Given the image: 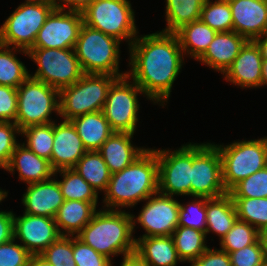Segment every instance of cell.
<instances>
[{
	"label": "cell",
	"mask_w": 267,
	"mask_h": 266,
	"mask_svg": "<svg viewBox=\"0 0 267 266\" xmlns=\"http://www.w3.org/2000/svg\"><path fill=\"white\" fill-rule=\"evenodd\" d=\"M128 48L129 80L142 89L146 99L164 107L184 63L176 33L158 31L137 36Z\"/></svg>",
	"instance_id": "obj_1"
},
{
	"label": "cell",
	"mask_w": 267,
	"mask_h": 266,
	"mask_svg": "<svg viewBox=\"0 0 267 266\" xmlns=\"http://www.w3.org/2000/svg\"><path fill=\"white\" fill-rule=\"evenodd\" d=\"M157 192V155L154 149L147 148L129 166L111 174L104 192L103 209L121 210L134 207Z\"/></svg>",
	"instance_id": "obj_2"
},
{
	"label": "cell",
	"mask_w": 267,
	"mask_h": 266,
	"mask_svg": "<svg viewBox=\"0 0 267 266\" xmlns=\"http://www.w3.org/2000/svg\"><path fill=\"white\" fill-rule=\"evenodd\" d=\"M132 215L125 210H97L77 237L109 259L127 257L135 252ZM111 256V257H110Z\"/></svg>",
	"instance_id": "obj_3"
},
{
	"label": "cell",
	"mask_w": 267,
	"mask_h": 266,
	"mask_svg": "<svg viewBox=\"0 0 267 266\" xmlns=\"http://www.w3.org/2000/svg\"><path fill=\"white\" fill-rule=\"evenodd\" d=\"M120 44L116 38L83 23L74 52L84 73L107 74L119 78L127 75V71L121 73L119 70Z\"/></svg>",
	"instance_id": "obj_4"
},
{
	"label": "cell",
	"mask_w": 267,
	"mask_h": 266,
	"mask_svg": "<svg viewBox=\"0 0 267 266\" xmlns=\"http://www.w3.org/2000/svg\"><path fill=\"white\" fill-rule=\"evenodd\" d=\"M117 76L84 74L76 83L59 90V116L72 120L87 113L101 111Z\"/></svg>",
	"instance_id": "obj_5"
},
{
	"label": "cell",
	"mask_w": 267,
	"mask_h": 266,
	"mask_svg": "<svg viewBox=\"0 0 267 266\" xmlns=\"http://www.w3.org/2000/svg\"><path fill=\"white\" fill-rule=\"evenodd\" d=\"M223 184L229 192L237 183L267 166V137L217 145Z\"/></svg>",
	"instance_id": "obj_6"
},
{
	"label": "cell",
	"mask_w": 267,
	"mask_h": 266,
	"mask_svg": "<svg viewBox=\"0 0 267 266\" xmlns=\"http://www.w3.org/2000/svg\"><path fill=\"white\" fill-rule=\"evenodd\" d=\"M83 23L130 46L137 38L135 13L129 0H93L83 11Z\"/></svg>",
	"instance_id": "obj_7"
},
{
	"label": "cell",
	"mask_w": 267,
	"mask_h": 266,
	"mask_svg": "<svg viewBox=\"0 0 267 266\" xmlns=\"http://www.w3.org/2000/svg\"><path fill=\"white\" fill-rule=\"evenodd\" d=\"M59 115V90L43 81L28 77L17 88V117L20 130L32 125L55 122L52 113Z\"/></svg>",
	"instance_id": "obj_8"
},
{
	"label": "cell",
	"mask_w": 267,
	"mask_h": 266,
	"mask_svg": "<svg viewBox=\"0 0 267 266\" xmlns=\"http://www.w3.org/2000/svg\"><path fill=\"white\" fill-rule=\"evenodd\" d=\"M28 54L38 66L30 77L58 90L76 83L85 74L74 49L30 48Z\"/></svg>",
	"instance_id": "obj_9"
},
{
	"label": "cell",
	"mask_w": 267,
	"mask_h": 266,
	"mask_svg": "<svg viewBox=\"0 0 267 266\" xmlns=\"http://www.w3.org/2000/svg\"><path fill=\"white\" fill-rule=\"evenodd\" d=\"M55 8L58 5L21 3L0 27V44L28 51Z\"/></svg>",
	"instance_id": "obj_10"
},
{
	"label": "cell",
	"mask_w": 267,
	"mask_h": 266,
	"mask_svg": "<svg viewBox=\"0 0 267 266\" xmlns=\"http://www.w3.org/2000/svg\"><path fill=\"white\" fill-rule=\"evenodd\" d=\"M128 75L117 78L109 88L102 112L114 132L134 134L137 127L139 100L142 89L134 82H129Z\"/></svg>",
	"instance_id": "obj_11"
},
{
	"label": "cell",
	"mask_w": 267,
	"mask_h": 266,
	"mask_svg": "<svg viewBox=\"0 0 267 266\" xmlns=\"http://www.w3.org/2000/svg\"><path fill=\"white\" fill-rule=\"evenodd\" d=\"M227 192L219 150L213 143H192L191 196L216 198Z\"/></svg>",
	"instance_id": "obj_12"
},
{
	"label": "cell",
	"mask_w": 267,
	"mask_h": 266,
	"mask_svg": "<svg viewBox=\"0 0 267 266\" xmlns=\"http://www.w3.org/2000/svg\"><path fill=\"white\" fill-rule=\"evenodd\" d=\"M158 160V192L174 197L191 196L192 143L179 149H154Z\"/></svg>",
	"instance_id": "obj_13"
},
{
	"label": "cell",
	"mask_w": 267,
	"mask_h": 266,
	"mask_svg": "<svg viewBox=\"0 0 267 266\" xmlns=\"http://www.w3.org/2000/svg\"><path fill=\"white\" fill-rule=\"evenodd\" d=\"M145 201L146 204H144L137 217L131 214L133 233L138 222L145 230V234L138 238L171 236L178 227L180 202L174 197L160 192L153 194Z\"/></svg>",
	"instance_id": "obj_14"
},
{
	"label": "cell",
	"mask_w": 267,
	"mask_h": 266,
	"mask_svg": "<svg viewBox=\"0 0 267 266\" xmlns=\"http://www.w3.org/2000/svg\"><path fill=\"white\" fill-rule=\"evenodd\" d=\"M82 24V12L55 8L31 48L74 49Z\"/></svg>",
	"instance_id": "obj_15"
},
{
	"label": "cell",
	"mask_w": 267,
	"mask_h": 266,
	"mask_svg": "<svg viewBox=\"0 0 267 266\" xmlns=\"http://www.w3.org/2000/svg\"><path fill=\"white\" fill-rule=\"evenodd\" d=\"M55 218L34 216L23 213L14 214L13 238L19 239L20 244L32 255H40L59 237Z\"/></svg>",
	"instance_id": "obj_16"
},
{
	"label": "cell",
	"mask_w": 267,
	"mask_h": 266,
	"mask_svg": "<svg viewBox=\"0 0 267 266\" xmlns=\"http://www.w3.org/2000/svg\"><path fill=\"white\" fill-rule=\"evenodd\" d=\"M262 63L263 59L259 47L254 41L248 40L223 77L226 81L238 85L240 88H260Z\"/></svg>",
	"instance_id": "obj_17"
},
{
	"label": "cell",
	"mask_w": 267,
	"mask_h": 266,
	"mask_svg": "<svg viewBox=\"0 0 267 266\" xmlns=\"http://www.w3.org/2000/svg\"><path fill=\"white\" fill-rule=\"evenodd\" d=\"M87 152L73 123L63 120L54 122V141L50 164L54 171L74 168Z\"/></svg>",
	"instance_id": "obj_18"
},
{
	"label": "cell",
	"mask_w": 267,
	"mask_h": 266,
	"mask_svg": "<svg viewBox=\"0 0 267 266\" xmlns=\"http://www.w3.org/2000/svg\"><path fill=\"white\" fill-rule=\"evenodd\" d=\"M233 20L232 31L254 40L266 31L267 0H228Z\"/></svg>",
	"instance_id": "obj_19"
},
{
	"label": "cell",
	"mask_w": 267,
	"mask_h": 266,
	"mask_svg": "<svg viewBox=\"0 0 267 266\" xmlns=\"http://www.w3.org/2000/svg\"><path fill=\"white\" fill-rule=\"evenodd\" d=\"M22 203L25 206L24 213L55 218L64 203V197L58 181L53 176L42 182L28 184Z\"/></svg>",
	"instance_id": "obj_20"
},
{
	"label": "cell",
	"mask_w": 267,
	"mask_h": 266,
	"mask_svg": "<svg viewBox=\"0 0 267 266\" xmlns=\"http://www.w3.org/2000/svg\"><path fill=\"white\" fill-rule=\"evenodd\" d=\"M247 41L234 31L217 32L208 49L197 61L224 74Z\"/></svg>",
	"instance_id": "obj_21"
},
{
	"label": "cell",
	"mask_w": 267,
	"mask_h": 266,
	"mask_svg": "<svg viewBox=\"0 0 267 266\" xmlns=\"http://www.w3.org/2000/svg\"><path fill=\"white\" fill-rule=\"evenodd\" d=\"M15 169L19 173L20 181H24L27 185L48 180L55 173L50 161L39 157L21 143L16 146L8 165L4 168L13 175Z\"/></svg>",
	"instance_id": "obj_22"
},
{
	"label": "cell",
	"mask_w": 267,
	"mask_h": 266,
	"mask_svg": "<svg viewBox=\"0 0 267 266\" xmlns=\"http://www.w3.org/2000/svg\"><path fill=\"white\" fill-rule=\"evenodd\" d=\"M134 134L114 132L100 147L101 154L111 174L120 172L138 158L147 148L132 144Z\"/></svg>",
	"instance_id": "obj_23"
},
{
	"label": "cell",
	"mask_w": 267,
	"mask_h": 266,
	"mask_svg": "<svg viewBox=\"0 0 267 266\" xmlns=\"http://www.w3.org/2000/svg\"><path fill=\"white\" fill-rule=\"evenodd\" d=\"M134 254L148 266H176L182 262L171 236L138 238Z\"/></svg>",
	"instance_id": "obj_24"
},
{
	"label": "cell",
	"mask_w": 267,
	"mask_h": 266,
	"mask_svg": "<svg viewBox=\"0 0 267 266\" xmlns=\"http://www.w3.org/2000/svg\"><path fill=\"white\" fill-rule=\"evenodd\" d=\"M98 202L64 200L55 222L61 236H77L97 211Z\"/></svg>",
	"instance_id": "obj_25"
},
{
	"label": "cell",
	"mask_w": 267,
	"mask_h": 266,
	"mask_svg": "<svg viewBox=\"0 0 267 266\" xmlns=\"http://www.w3.org/2000/svg\"><path fill=\"white\" fill-rule=\"evenodd\" d=\"M70 121L87 151H98L114 133L102 110L80 115Z\"/></svg>",
	"instance_id": "obj_26"
},
{
	"label": "cell",
	"mask_w": 267,
	"mask_h": 266,
	"mask_svg": "<svg viewBox=\"0 0 267 266\" xmlns=\"http://www.w3.org/2000/svg\"><path fill=\"white\" fill-rule=\"evenodd\" d=\"M236 208L229 193L216 198H207L206 202V236L213 232L221 240L237 220Z\"/></svg>",
	"instance_id": "obj_27"
},
{
	"label": "cell",
	"mask_w": 267,
	"mask_h": 266,
	"mask_svg": "<svg viewBox=\"0 0 267 266\" xmlns=\"http://www.w3.org/2000/svg\"><path fill=\"white\" fill-rule=\"evenodd\" d=\"M184 55H189L193 60H198L208 49L215 38L217 31L201 20L183 25L176 32Z\"/></svg>",
	"instance_id": "obj_28"
},
{
	"label": "cell",
	"mask_w": 267,
	"mask_h": 266,
	"mask_svg": "<svg viewBox=\"0 0 267 266\" xmlns=\"http://www.w3.org/2000/svg\"><path fill=\"white\" fill-rule=\"evenodd\" d=\"M91 187L98 191H106L111 173L98 151H87L74 168Z\"/></svg>",
	"instance_id": "obj_29"
},
{
	"label": "cell",
	"mask_w": 267,
	"mask_h": 266,
	"mask_svg": "<svg viewBox=\"0 0 267 266\" xmlns=\"http://www.w3.org/2000/svg\"><path fill=\"white\" fill-rule=\"evenodd\" d=\"M205 0H166L164 32L175 33L183 25L200 20Z\"/></svg>",
	"instance_id": "obj_30"
},
{
	"label": "cell",
	"mask_w": 267,
	"mask_h": 266,
	"mask_svg": "<svg viewBox=\"0 0 267 266\" xmlns=\"http://www.w3.org/2000/svg\"><path fill=\"white\" fill-rule=\"evenodd\" d=\"M15 52L29 56L26 50L0 44V85L17 89L30 76V71L19 61Z\"/></svg>",
	"instance_id": "obj_31"
},
{
	"label": "cell",
	"mask_w": 267,
	"mask_h": 266,
	"mask_svg": "<svg viewBox=\"0 0 267 266\" xmlns=\"http://www.w3.org/2000/svg\"><path fill=\"white\" fill-rule=\"evenodd\" d=\"M182 262L191 263L208 249L206 233L190 227L178 226L171 235Z\"/></svg>",
	"instance_id": "obj_32"
},
{
	"label": "cell",
	"mask_w": 267,
	"mask_h": 266,
	"mask_svg": "<svg viewBox=\"0 0 267 266\" xmlns=\"http://www.w3.org/2000/svg\"><path fill=\"white\" fill-rule=\"evenodd\" d=\"M60 173L63 180H57L64 200H78L85 202H98V194L90 184H88L73 169H62L55 171L54 177Z\"/></svg>",
	"instance_id": "obj_33"
},
{
	"label": "cell",
	"mask_w": 267,
	"mask_h": 266,
	"mask_svg": "<svg viewBox=\"0 0 267 266\" xmlns=\"http://www.w3.org/2000/svg\"><path fill=\"white\" fill-rule=\"evenodd\" d=\"M237 218L267 235V198L232 197Z\"/></svg>",
	"instance_id": "obj_34"
},
{
	"label": "cell",
	"mask_w": 267,
	"mask_h": 266,
	"mask_svg": "<svg viewBox=\"0 0 267 266\" xmlns=\"http://www.w3.org/2000/svg\"><path fill=\"white\" fill-rule=\"evenodd\" d=\"M22 134L26 137V142L22 144L39 157L50 161L54 141V122L28 126L21 130V136Z\"/></svg>",
	"instance_id": "obj_35"
},
{
	"label": "cell",
	"mask_w": 267,
	"mask_h": 266,
	"mask_svg": "<svg viewBox=\"0 0 267 266\" xmlns=\"http://www.w3.org/2000/svg\"><path fill=\"white\" fill-rule=\"evenodd\" d=\"M200 20L217 32L232 31L233 20L228 0H205Z\"/></svg>",
	"instance_id": "obj_36"
},
{
	"label": "cell",
	"mask_w": 267,
	"mask_h": 266,
	"mask_svg": "<svg viewBox=\"0 0 267 266\" xmlns=\"http://www.w3.org/2000/svg\"><path fill=\"white\" fill-rule=\"evenodd\" d=\"M262 234L247 222L236 220L232 229L220 240V249L231 253L254 244Z\"/></svg>",
	"instance_id": "obj_37"
},
{
	"label": "cell",
	"mask_w": 267,
	"mask_h": 266,
	"mask_svg": "<svg viewBox=\"0 0 267 266\" xmlns=\"http://www.w3.org/2000/svg\"><path fill=\"white\" fill-rule=\"evenodd\" d=\"M206 202L205 197H194L192 202L181 204L179 207L178 226L190 227L206 231Z\"/></svg>",
	"instance_id": "obj_38"
},
{
	"label": "cell",
	"mask_w": 267,
	"mask_h": 266,
	"mask_svg": "<svg viewBox=\"0 0 267 266\" xmlns=\"http://www.w3.org/2000/svg\"><path fill=\"white\" fill-rule=\"evenodd\" d=\"M231 197L267 198V166L237 183Z\"/></svg>",
	"instance_id": "obj_39"
},
{
	"label": "cell",
	"mask_w": 267,
	"mask_h": 266,
	"mask_svg": "<svg viewBox=\"0 0 267 266\" xmlns=\"http://www.w3.org/2000/svg\"><path fill=\"white\" fill-rule=\"evenodd\" d=\"M40 256L53 266H76L73 259V236H60Z\"/></svg>",
	"instance_id": "obj_40"
},
{
	"label": "cell",
	"mask_w": 267,
	"mask_h": 266,
	"mask_svg": "<svg viewBox=\"0 0 267 266\" xmlns=\"http://www.w3.org/2000/svg\"><path fill=\"white\" fill-rule=\"evenodd\" d=\"M231 266H260L267 259L266 236L262 235L254 244L229 253Z\"/></svg>",
	"instance_id": "obj_41"
},
{
	"label": "cell",
	"mask_w": 267,
	"mask_h": 266,
	"mask_svg": "<svg viewBox=\"0 0 267 266\" xmlns=\"http://www.w3.org/2000/svg\"><path fill=\"white\" fill-rule=\"evenodd\" d=\"M73 259L76 266H112L113 262L85 244L77 236H73Z\"/></svg>",
	"instance_id": "obj_42"
},
{
	"label": "cell",
	"mask_w": 267,
	"mask_h": 266,
	"mask_svg": "<svg viewBox=\"0 0 267 266\" xmlns=\"http://www.w3.org/2000/svg\"><path fill=\"white\" fill-rule=\"evenodd\" d=\"M21 134V130L14 122H0V168H5L19 144L16 135Z\"/></svg>",
	"instance_id": "obj_43"
},
{
	"label": "cell",
	"mask_w": 267,
	"mask_h": 266,
	"mask_svg": "<svg viewBox=\"0 0 267 266\" xmlns=\"http://www.w3.org/2000/svg\"><path fill=\"white\" fill-rule=\"evenodd\" d=\"M32 254L15 239L0 244V266H28Z\"/></svg>",
	"instance_id": "obj_44"
},
{
	"label": "cell",
	"mask_w": 267,
	"mask_h": 266,
	"mask_svg": "<svg viewBox=\"0 0 267 266\" xmlns=\"http://www.w3.org/2000/svg\"><path fill=\"white\" fill-rule=\"evenodd\" d=\"M17 117V89L0 85V122H14Z\"/></svg>",
	"instance_id": "obj_45"
},
{
	"label": "cell",
	"mask_w": 267,
	"mask_h": 266,
	"mask_svg": "<svg viewBox=\"0 0 267 266\" xmlns=\"http://www.w3.org/2000/svg\"><path fill=\"white\" fill-rule=\"evenodd\" d=\"M191 266H231V260L226 251L208 248L191 262Z\"/></svg>",
	"instance_id": "obj_46"
},
{
	"label": "cell",
	"mask_w": 267,
	"mask_h": 266,
	"mask_svg": "<svg viewBox=\"0 0 267 266\" xmlns=\"http://www.w3.org/2000/svg\"><path fill=\"white\" fill-rule=\"evenodd\" d=\"M14 213L12 211H0V244L13 239Z\"/></svg>",
	"instance_id": "obj_47"
},
{
	"label": "cell",
	"mask_w": 267,
	"mask_h": 266,
	"mask_svg": "<svg viewBox=\"0 0 267 266\" xmlns=\"http://www.w3.org/2000/svg\"><path fill=\"white\" fill-rule=\"evenodd\" d=\"M93 0H58V8L82 12Z\"/></svg>",
	"instance_id": "obj_48"
},
{
	"label": "cell",
	"mask_w": 267,
	"mask_h": 266,
	"mask_svg": "<svg viewBox=\"0 0 267 266\" xmlns=\"http://www.w3.org/2000/svg\"><path fill=\"white\" fill-rule=\"evenodd\" d=\"M259 47L263 60H267V31L253 40Z\"/></svg>",
	"instance_id": "obj_49"
},
{
	"label": "cell",
	"mask_w": 267,
	"mask_h": 266,
	"mask_svg": "<svg viewBox=\"0 0 267 266\" xmlns=\"http://www.w3.org/2000/svg\"><path fill=\"white\" fill-rule=\"evenodd\" d=\"M122 258L123 261L121 262L120 266H148L145 262L140 260L135 254Z\"/></svg>",
	"instance_id": "obj_50"
},
{
	"label": "cell",
	"mask_w": 267,
	"mask_h": 266,
	"mask_svg": "<svg viewBox=\"0 0 267 266\" xmlns=\"http://www.w3.org/2000/svg\"><path fill=\"white\" fill-rule=\"evenodd\" d=\"M28 266H53L45 259H43L40 255H32L30 258Z\"/></svg>",
	"instance_id": "obj_51"
},
{
	"label": "cell",
	"mask_w": 267,
	"mask_h": 266,
	"mask_svg": "<svg viewBox=\"0 0 267 266\" xmlns=\"http://www.w3.org/2000/svg\"><path fill=\"white\" fill-rule=\"evenodd\" d=\"M25 3H34L42 5H58V0H25Z\"/></svg>",
	"instance_id": "obj_52"
},
{
	"label": "cell",
	"mask_w": 267,
	"mask_h": 266,
	"mask_svg": "<svg viewBox=\"0 0 267 266\" xmlns=\"http://www.w3.org/2000/svg\"><path fill=\"white\" fill-rule=\"evenodd\" d=\"M267 86V60H263L262 63V80H261V87Z\"/></svg>",
	"instance_id": "obj_53"
},
{
	"label": "cell",
	"mask_w": 267,
	"mask_h": 266,
	"mask_svg": "<svg viewBox=\"0 0 267 266\" xmlns=\"http://www.w3.org/2000/svg\"><path fill=\"white\" fill-rule=\"evenodd\" d=\"M7 191L0 189V202L3 201L8 195Z\"/></svg>",
	"instance_id": "obj_54"
},
{
	"label": "cell",
	"mask_w": 267,
	"mask_h": 266,
	"mask_svg": "<svg viewBox=\"0 0 267 266\" xmlns=\"http://www.w3.org/2000/svg\"><path fill=\"white\" fill-rule=\"evenodd\" d=\"M260 266H267V259Z\"/></svg>",
	"instance_id": "obj_55"
}]
</instances>
